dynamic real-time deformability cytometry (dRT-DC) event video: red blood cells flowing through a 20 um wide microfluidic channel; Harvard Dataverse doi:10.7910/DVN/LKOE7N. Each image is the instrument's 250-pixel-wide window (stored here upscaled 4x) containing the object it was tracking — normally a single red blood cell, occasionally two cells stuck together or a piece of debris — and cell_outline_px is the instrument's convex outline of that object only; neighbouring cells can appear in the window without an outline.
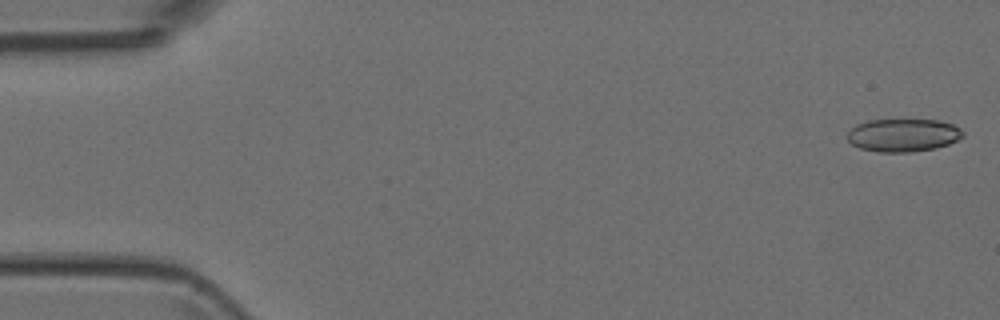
{"species": "Egyptian fruit bat (a non-hibernating species)", "species_latin": "Rousettus aegyptiacus", "temperature_condition": "room temperature", "stored_images_in_passage": 50, "camera_frame_rate_fps": 3000, "um_per_image_px": 0.085, "animal": {"sex": "female"}, "frame": {"image": 1, "passage_image": 1, "time_ms": 0.0, "image_size_px": [1000, 320], "cell_outline_px": [[964, 136], [948, 144], [936, 148], [908, 152], [876, 152], [860, 148], [852, 144], [848, 140], [848, 132], [856, 124], [868, 120], [940, 120], [952, 124], [960, 128], [964, 132]], "centroid_in_image_um": [76.77, 11.49], "position_along_channel_um": 8.2, "area_um2": 22.2}}
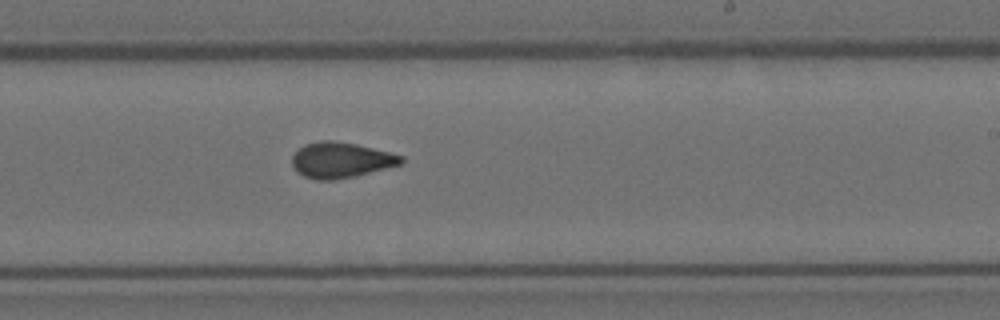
{"frame": {"image": 2, "passage_image": 30, "time_ms": 9.667, "image_size_px": [1000, 320], "cell_outline_px": [[404, 160], [400, 164], [356, 176], [332, 180], [316, 180], [304, 176], [296, 172], [292, 164], [292, 156], [304, 144], [316, 140], [332, 140], [356, 144], [404, 156]], "centroid_in_image_um": [28.94, 13.6], "position_along_channel_um": 260.1, "area_um2": 22.6}}
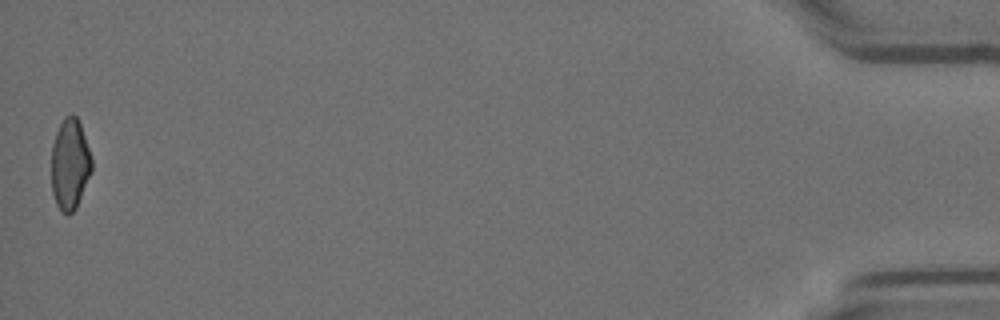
{"frame": {"image": 3, "passage_image": 50, "time_ms": 16.333, "image_size_px": [1000, 320], "cell_outline_px": [[92, 172], [76, 208], [68, 216], [60, 212], [56, 204], [52, 192], [52, 144], [56, 132], [64, 116], [72, 112], [76, 116], [80, 124], [92, 160]], "centroid_in_image_um": [5.94, 13.98], "position_along_channel_um": 429.3, "area_um2": 21.5}}